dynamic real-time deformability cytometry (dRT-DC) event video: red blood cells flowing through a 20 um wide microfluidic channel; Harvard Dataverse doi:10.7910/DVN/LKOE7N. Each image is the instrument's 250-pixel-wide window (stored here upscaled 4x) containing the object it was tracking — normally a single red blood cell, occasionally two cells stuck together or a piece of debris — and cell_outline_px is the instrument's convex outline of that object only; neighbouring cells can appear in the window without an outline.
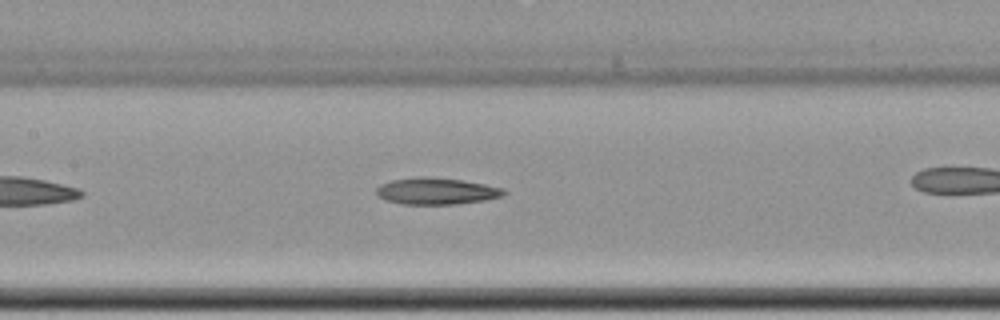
{"species": "common noctule bat (a hibernating species)", "species_latin": "Nyctalus noctula", "temperature_condition": "cold", "stored_images_in_passage": 26, "camera_frame_rate_fps": 3000, "um_per_image_px": 0.085, "animal": {"sex": "female", "body_mass_g": 22.7, "forearm_length_mm": 54.2}, "frame": {"image": 1, "passage_image": 8, "time_ms": 2.333, "image_size_px": [1000, 320], "cell_outline_px": [[508, 192], [504, 196], [484, 200], [452, 204], [404, 204], [384, 200], [376, 196], [376, 188], [380, 184], [392, 180], [420, 176], [424, 176], [464, 180], [504, 188]], "centroid_in_image_um": [37.08, 16.24], "position_along_channel_um": 170.3, "area_um2": 19.94}}
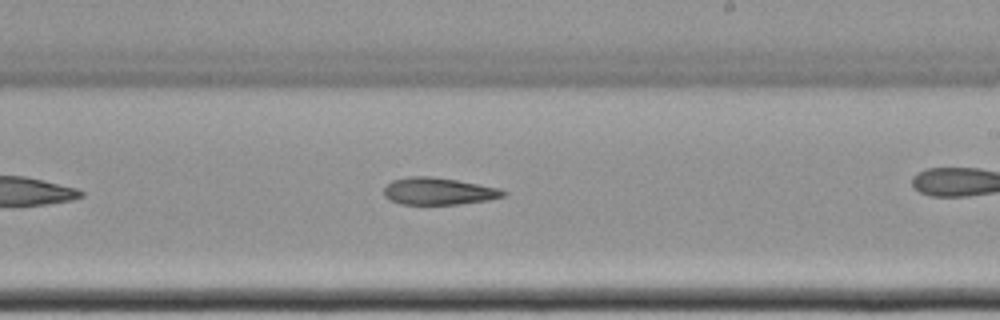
{"frame": {"image": 2, "passage_image": 15, "time_ms": 4.667, "image_size_px": [1000, 320], "cell_outline_px": [[508, 192], [504, 196], [488, 200], [456, 204], [400, 204], [388, 200], [384, 196], [384, 188], [392, 180], [408, 176], [432, 176], [456, 180], [500, 188]], "centroid_in_image_um": [37.25, 16.25], "position_along_channel_um": 251.8, "area_um2": 18.9}}
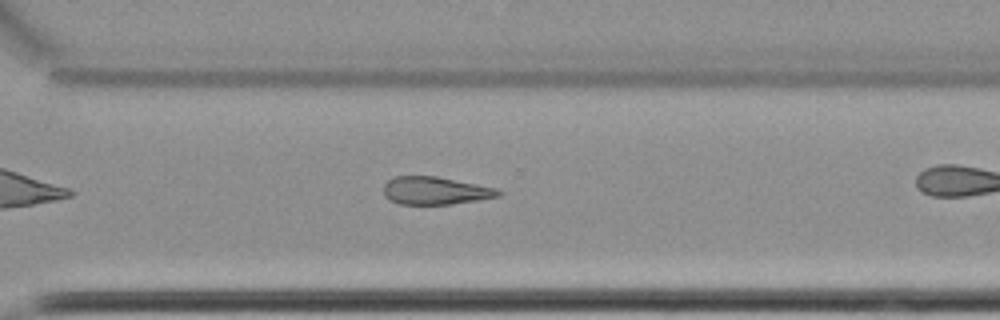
{"frame": {"image": 3, "passage_image": 22, "time_ms": 7.0, "image_size_px": [1000, 320], "cell_outline_px": [[504, 192], [500, 196], [480, 200], [452, 204], [400, 204], [388, 200], [384, 196], [384, 184], [388, 180], [396, 176], [436, 176], [496, 188]], "centroid_in_image_um": [37.0, 16.21], "position_along_channel_um": 333.6, "area_um2": 18.67}}